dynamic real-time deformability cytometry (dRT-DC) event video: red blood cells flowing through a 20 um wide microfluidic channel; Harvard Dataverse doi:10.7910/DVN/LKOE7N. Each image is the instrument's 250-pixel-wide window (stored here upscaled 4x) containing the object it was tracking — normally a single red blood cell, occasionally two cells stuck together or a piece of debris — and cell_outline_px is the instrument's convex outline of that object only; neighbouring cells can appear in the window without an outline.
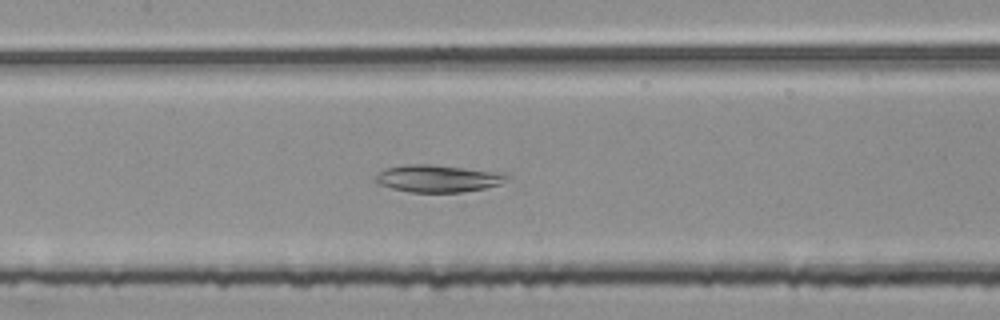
{"species": "common noctule bat (a hibernating species)", "species_latin": "Nyctalus noctula", "temperature_condition": "room temperature", "stored_images_in_passage": 53, "camera_frame_rate_fps": 3000, "um_per_image_px": 0.085, "animal": {"sex": "female", "body_mass_g": 25.1}, "frame": {"image": 1, "passage_image": 25, "time_ms": 8.0, "image_size_px": [1000, 320], "cell_outline_px": [[512, 176], [500, 184], [484, 188], [464, 192], [412, 192], [392, 188], [376, 184], [376, 176], [380, 172], [388, 168], [404, 164], [428, 164], [496, 172]], "centroid_in_image_um": [37.2, 15.18], "position_along_channel_um": 170.2, "area_um2": 20.52}}
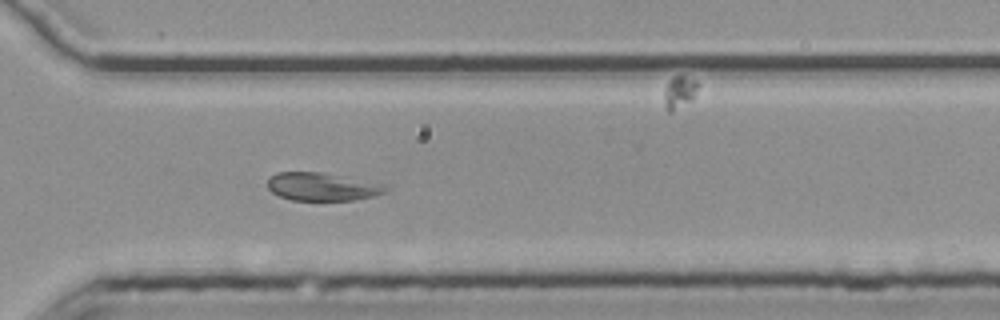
{"frame": {"image": 2, "passage_image": 39, "time_ms": 12.667, "image_size_px": [1000, 320], "cell_outline_px": [[388, 192], [356, 200], [292, 200], [280, 196], [272, 192], [268, 188], [268, 176], [276, 172], [320, 172], [388, 184]], "centroid_in_image_um": [27.42, 15.86], "position_along_channel_um": 343.2, "area_um2": 19.48}}
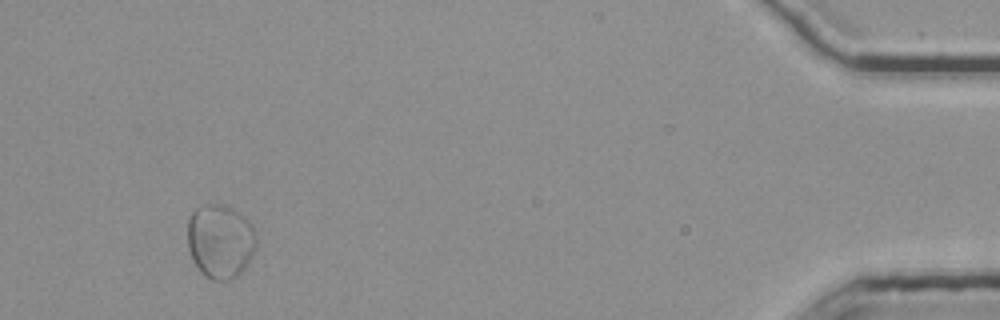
{"frame": {"image": 3, "passage_image": 51, "time_ms": 16.667, "image_size_px": [1000, 320], "cell_outline_px": [[256, 244], [244, 268], [232, 280], [212, 280], [204, 276], [200, 272], [192, 260], [188, 248], [188, 220], [192, 212], [196, 208], [204, 204], [224, 204], [232, 208], [244, 216], [252, 224], [256, 236]], "centroid_in_image_um": [18.7, 20.49], "position_along_channel_um": 416.5, "area_um2": 29.77}}